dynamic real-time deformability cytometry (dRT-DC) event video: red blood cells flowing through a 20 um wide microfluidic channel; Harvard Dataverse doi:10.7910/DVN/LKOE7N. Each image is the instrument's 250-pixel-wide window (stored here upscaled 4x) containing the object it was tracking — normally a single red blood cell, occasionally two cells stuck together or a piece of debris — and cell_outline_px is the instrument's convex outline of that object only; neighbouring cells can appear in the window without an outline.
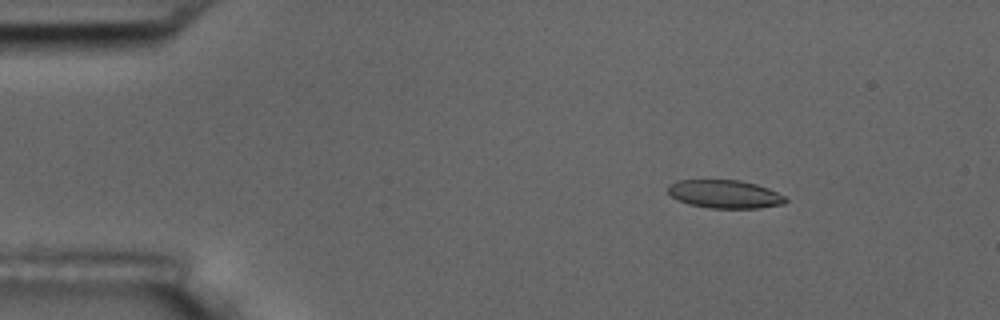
{"species": "common noctule bat (a hibernating species)", "species_latin": "Nyctalus noctula", "temperature_condition": "room temperature", "stored_images_in_passage": 9, "camera_frame_rate_fps": 3000, "um_per_image_px": 0.085, "animal": {"sex": "male", "body_mass_g": 17.5, "forearm_length_mm": 52.3}, "frame": {"image": 1, "passage_image": 1, "time_ms": 0.0, "image_size_px": [1000, 320], "cell_outline_px": [[788, 200], [784, 204], [760, 208], [712, 208], [688, 204], [672, 196], [668, 192], [668, 184], [676, 180], [740, 180], [756, 184], [768, 188], [784, 196]], "centroid_in_image_um": [61.61, 16.49], "position_along_channel_um": 23.4, "area_um2": 19.31}}
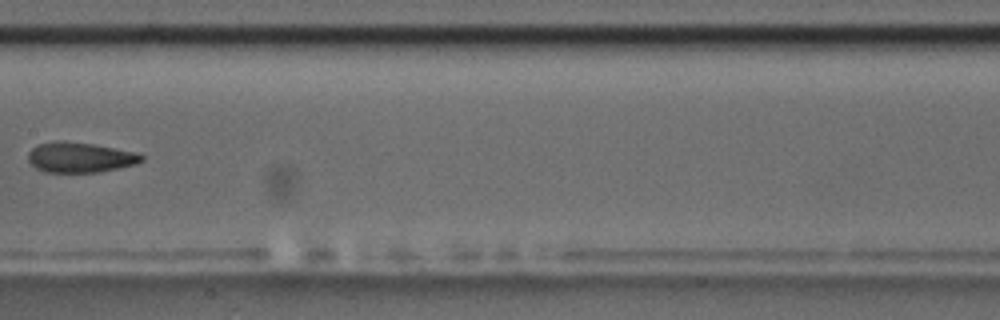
{"frame": {"image": 2, "passage_image": 7, "time_ms": 2.0, "image_size_px": [1000, 320], "cell_outline_px": [[144, 160], [136, 164], [100, 172], [44, 172], [36, 168], [28, 160], [28, 152], [32, 148], [40, 144], [56, 140], [64, 140], [92, 144], [136, 152], [144, 156]], "centroid_in_image_um": [6.8, 13.37], "position_along_channel_um": 200.6, "area_um2": 20.0}}
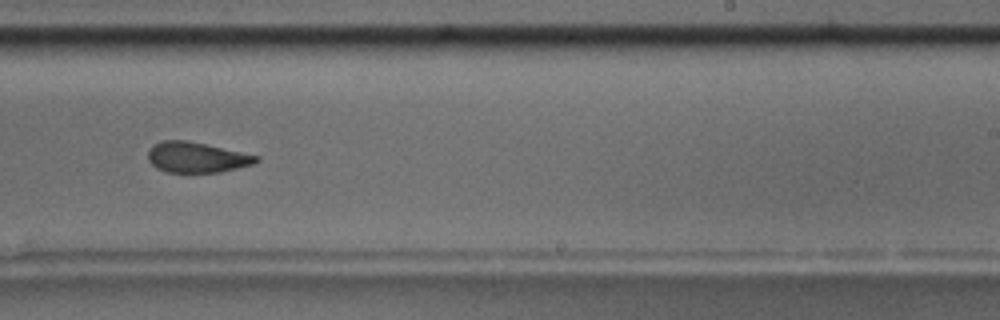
{"frame": {"image": 3, "passage_image": 9, "time_ms": 2.667, "image_size_px": [1000, 320], "cell_outline_px": [[260, 160], [252, 164], [220, 172], [168, 172], [156, 168], [148, 160], [148, 152], [152, 144], [164, 140], [188, 140], [260, 156]], "centroid_in_image_um": [16.7, 13.36], "position_along_channel_um": 272.3, "area_um2": 19.19}}